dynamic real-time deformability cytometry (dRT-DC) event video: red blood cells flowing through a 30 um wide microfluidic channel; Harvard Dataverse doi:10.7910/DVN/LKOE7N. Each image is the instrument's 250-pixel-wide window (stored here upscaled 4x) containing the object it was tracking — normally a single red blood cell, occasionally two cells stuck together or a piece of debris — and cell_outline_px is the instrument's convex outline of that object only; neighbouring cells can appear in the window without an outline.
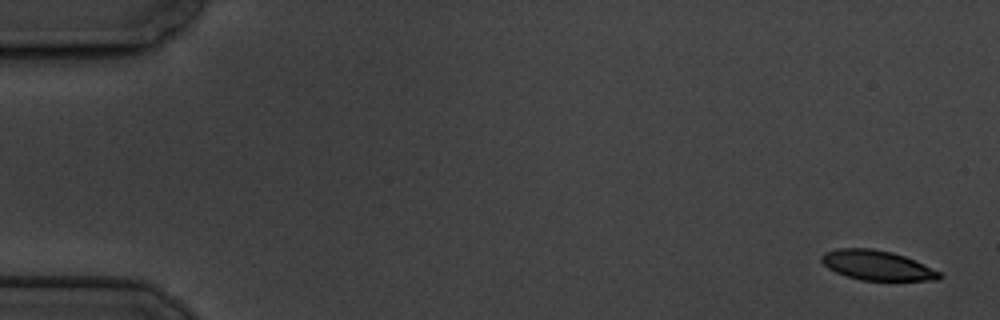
{"species": "common noctule bat (a hibernating species)", "species_latin": "Nyctalus noctula", "temperature_condition": "cold", "stored_images_in_passage": 10, "camera_frame_rate_fps": 3000, "um_per_image_px": 0.085, "animal": {"sex": "male", "body_mass_g": 19.5, "forearm_length_mm": 54.6}, "frame": {"image": 1, "passage_image": 1, "time_ms": 0.0, "image_size_px": [1000, 320], "cell_outline_px": [[944, 276], [940, 280], [860, 280], [836, 272], [828, 268], [820, 260], [820, 256], [824, 252], [836, 248], [872, 248], [892, 252], [904, 256], [940, 272]], "centroid_in_image_um": [74.52, 22.54], "position_along_channel_um": 10.5, "area_um2": 20.35}}
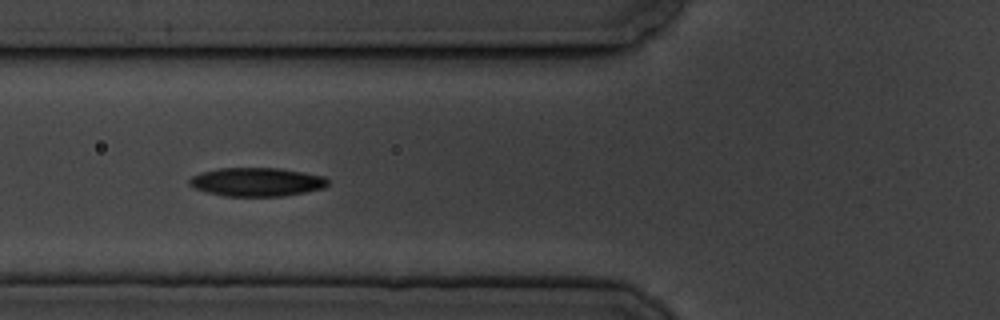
{"frame": {"image": 2, "passage_image": 7, "time_ms": 6.667, "image_size_px": [1000, 320], "cell_outline_px": [[328, 184], [324, 188], [304, 192], [280, 196], [224, 196], [208, 192], [196, 188], [188, 184], [188, 180], [192, 176], [200, 172], [220, 168], [280, 168], [324, 176], [328, 180]], "centroid_in_image_um": [21.81, 15.46], "position_along_channel_um": 104.0, "area_um2": 23.0}}
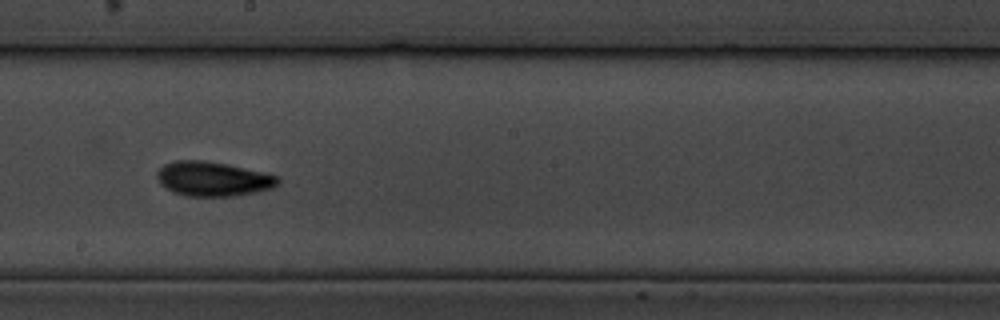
{"frame": {"image": 3, "passage_image": 10, "time_ms": 10.333, "image_size_px": [1000, 320], "cell_outline_px": [[280, 184], [272, 188], [256, 192], [236, 196], [184, 196], [172, 192], [160, 184], [156, 176], [156, 172], [164, 164], [176, 160], [200, 160], [228, 164], [264, 172], [280, 176]], "centroid_in_image_um": [18.11, 15.21], "position_along_channel_um": 230.1, "area_um2": 24.62}}